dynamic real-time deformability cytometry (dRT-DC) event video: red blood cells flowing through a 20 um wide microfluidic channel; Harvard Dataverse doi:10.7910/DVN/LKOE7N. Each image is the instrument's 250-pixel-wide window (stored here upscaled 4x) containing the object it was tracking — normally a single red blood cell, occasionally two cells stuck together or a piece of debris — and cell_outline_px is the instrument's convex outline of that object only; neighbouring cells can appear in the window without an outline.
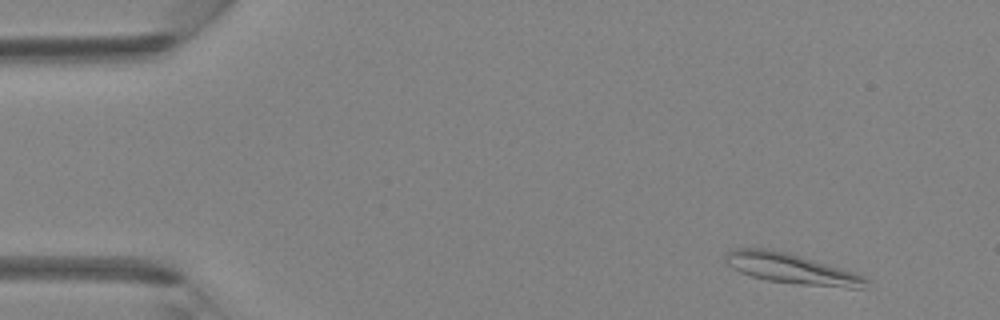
{"species": "Egyptian fruit bat (a non-hibernating species)", "species_latin": "Rousettus aegyptiacus", "temperature_condition": "room temperature", "stored_images_in_passage": 41, "camera_frame_rate_fps": 3000, "um_per_image_px": 0.085, "animal": {"sex": "female"}, "frame": {"image": 1, "passage_image": 2, "time_ms": 0.333, "image_size_px": [1000, 320], "cell_outline_px": [[868, 280], [864, 288], [844, 288], [800, 284], [768, 280], [752, 276], [740, 272], [732, 268], [724, 260], [724, 256], [728, 252], [736, 248], [768, 248], [788, 252], [856, 272], [864, 276]], "centroid_in_image_um": [67.29, 22.83], "position_along_channel_um": 17.7, "area_um2": 24.85}}
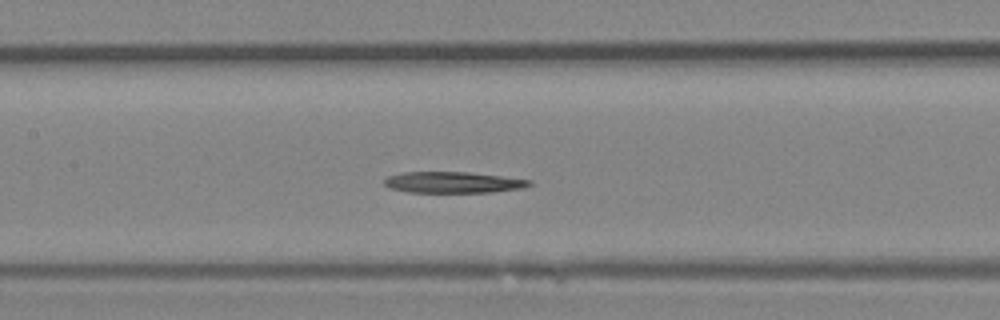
{"frame": {"image": 2, "passage_image": 18, "time_ms": 5.667, "image_size_px": [1000, 320], "cell_outline_px": [[532, 184], [524, 188], [492, 192], [408, 192], [388, 188], [384, 184], [384, 180], [388, 176], [400, 172], [468, 172], [504, 176], [532, 180]], "centroid_in_image_um": [38.52, 15.5], "position_along_channel_um": 168.9, "area_um2": 18.03}}
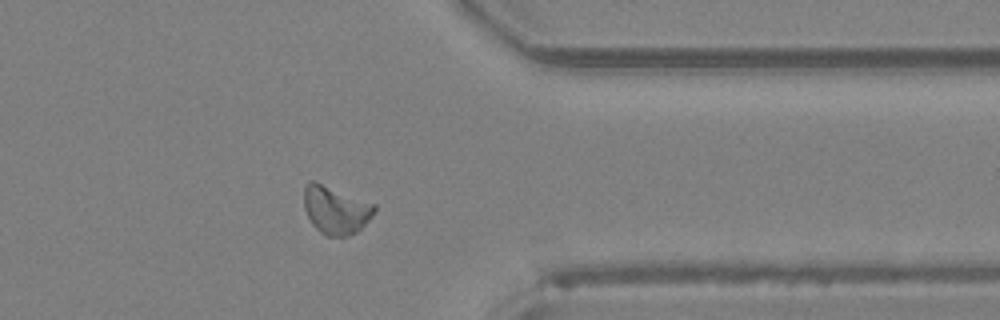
{"frame": {"image": 3, "passage_image": 32, "time_ms": 10.333, "image_size_px": [1000, 320], "cell_outline_px": [[376, 212], [356, 232], [348, 236], [328, 236], [320, 232], [312, 224], [304, 208], [304, 188], [308, 180], [316, 180], [376, 204]], "centroid_in_image_um": [28.53, 17.81], "position_along_channel_um": 382.9, "area_um2": 19.94}}